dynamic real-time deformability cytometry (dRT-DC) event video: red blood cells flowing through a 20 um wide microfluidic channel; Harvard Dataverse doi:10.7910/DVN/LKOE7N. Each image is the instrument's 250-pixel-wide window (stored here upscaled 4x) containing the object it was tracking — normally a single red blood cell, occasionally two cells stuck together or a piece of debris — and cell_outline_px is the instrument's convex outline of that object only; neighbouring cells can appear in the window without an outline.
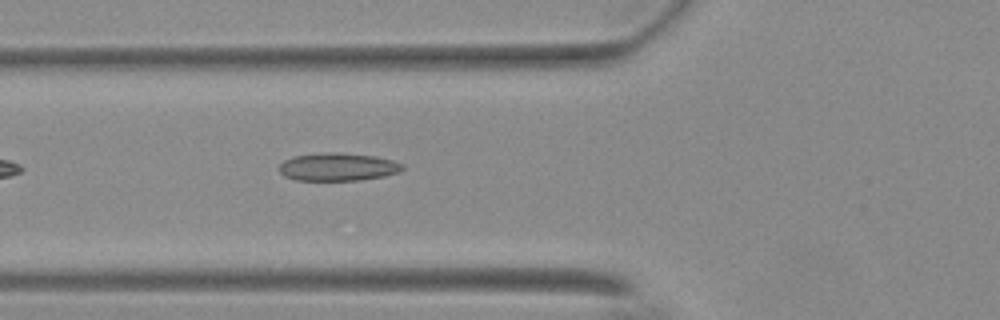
{"species": "Egyptian fruit bat (a non-hibernating species)", "species_latin": "Rousettus aegyptiacus", "temperature_condition": "warm", "stored_images_in_passage": 42, "camera_frame_rate_fps": 3000, "um_per_image_px": 0.085, "animal": {"sex": "female"}, "frame": {"image": 1, "passage_image": 7, "time_ms": 2.0, "image_size_px": [1000, 320], "cell_outline_px": [[404, 168], [400, 172], [384, 176], [356, 180], [296, 180], [284, 176], [280, 172], [280, 164], [284, 160], [292, 156], [320, 152], [340, 152], [376, 156], [392, 160], [404, 164]], "centroid_in_image_um": [28.72, 14.17], "position_along_channel_um": 97.1, "area_um2": 20.23}}
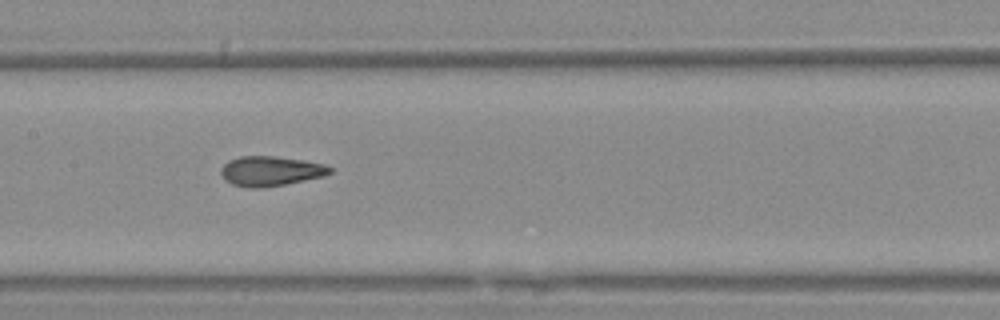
{"frame": {"image": 2, "passage_image": 14, "time_ms": 4.333, "image_size_px": [1000, 320], "cell_outline_px": [[332, 172], [324, 176], [264, 188], [248, 188], [232, 184], [220, 172], [220, 168], [228, 160], [240, 156], [272, 156], [300, 160], [324, 164], [332, 168]], "centroid_in_image_um": [22.98, 14.54], "position_along_channel_um": 184.4, "area_um2": 18.73}}
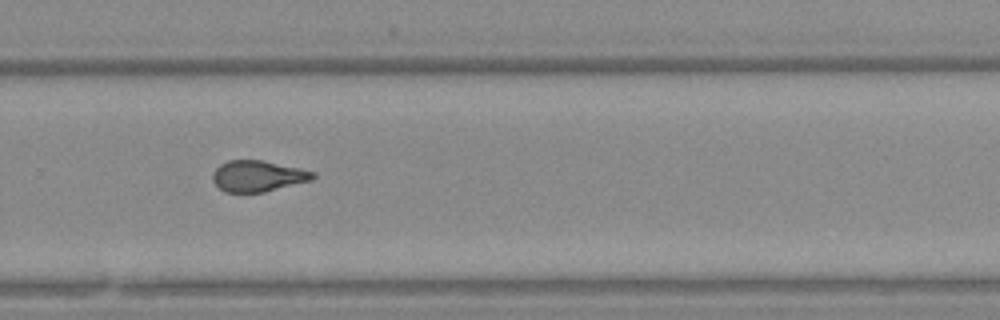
{"frame": {"image": 3, "passage_image": 24, "time_ms": 7.667, "image_size_px": [1000, 320], "cell_outline_px": [[316, 176], [312, 180], [264, 192], [224, 192], [212, 180], [212, 172], [220, 164], [228, 160], [264, 160], [300, 168], [316, 172]], "centroid_in_image_um": [21.92, 14.95], "position_along_channel_um": 307.9, "area_um2": 18.26}, "authors_computed_cell_mechanics": {"area_um2": 18.7272, "velocity_mm_per_s": 3.7243, "shape_relaxation_time_tau1_ms": 8.1037, "shape_relaxation_time_tau2_ms": 1.4527, "deformation_change_tau1": 0.2201, "deformation_change_tau2": 0.0842}}